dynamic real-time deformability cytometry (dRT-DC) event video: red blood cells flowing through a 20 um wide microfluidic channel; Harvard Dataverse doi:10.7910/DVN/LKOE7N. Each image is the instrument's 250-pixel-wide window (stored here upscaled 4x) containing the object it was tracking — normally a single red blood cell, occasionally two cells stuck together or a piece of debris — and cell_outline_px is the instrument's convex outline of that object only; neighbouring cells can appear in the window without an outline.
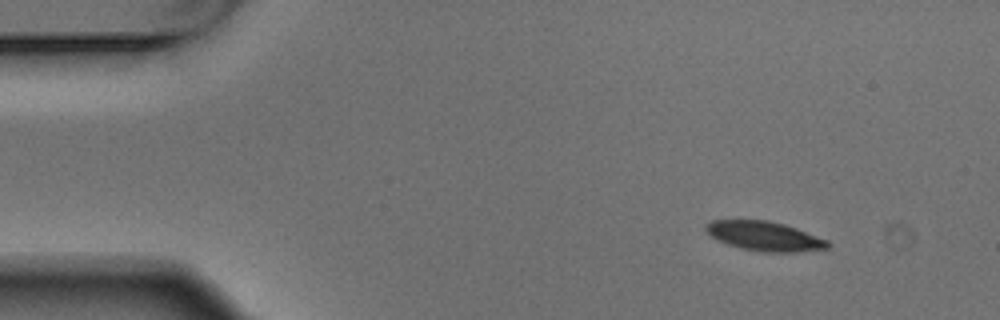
{"species": "Egyptian fruit bat (a non-hibernating species)", "species_latin": "Rousettus aegyptiacus", "temperature_condition": "warm", "stored_images_in_passage": 5, "camera_frame_rate_fps": 3000, "um_per_image_px": 0.085, "animal": {"sex": "male"}, "frame": {"image": 1, "passage_image": 1, "time_ms": 0.0, "image_size_px": [1000, 320], "cell_outline_px": [[832, 244], [828, 248], [796, 252], [760, 252], [740, 248], [716, 240], [704, 228], [704, 224], [712, 220], [768, 220], [784, 224], [796, 228], [828, 240]], "centroid_in_image_um": [64.98, 20.07], "position_along_channel_um": 20.0, "area_um2": 20.98}}
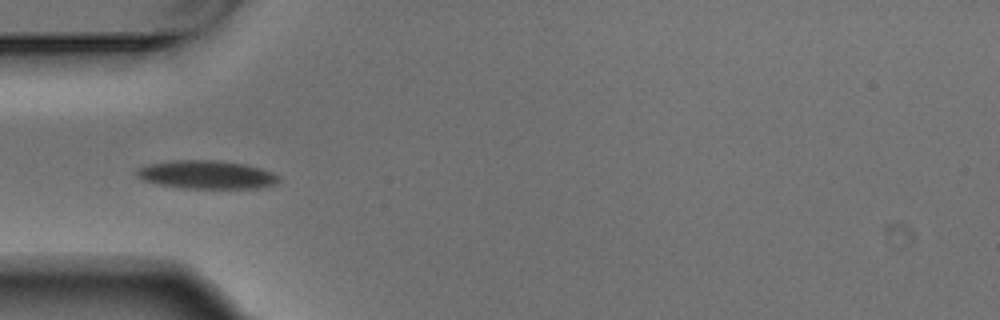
{"frame": {"image": 2, "passage_image": 4, "time_ms": 1.0, "image_size_px": [1000, 320], "cell_outline_px": [[280, 180], [276, 184], [260, 188], [184, 188], [156, 184], [140, 180], [136, 176], [136, 168], [148, 164], [172, 160], [220, 160], [244, 164], [260, 168], [272, 172], [280, 176]], "centroid_in_image_um": [17.53, 14.84], "position_along_channel_um": 67.5, "area_um2": 23.76}}
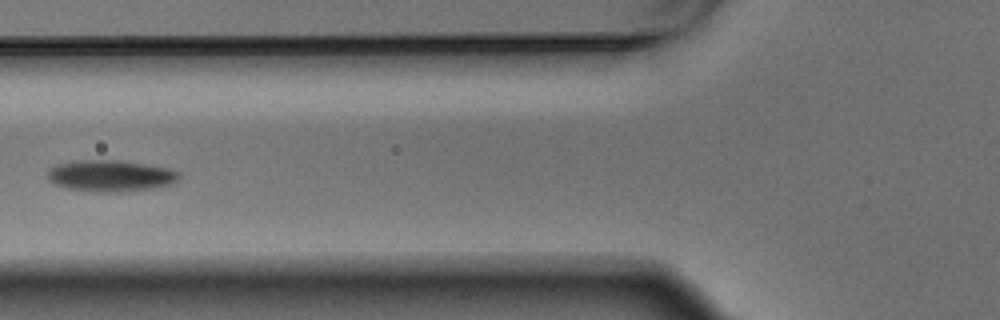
{"frame": {"image": 3, "passage_image": 5, "time_ms": 1.333, "image_size_px": [1000, 320], "cell_outline_px": [[180, 180], [172, 184], [156, 188], [112, 192], [92, 192], [68, 188], [56, 184], [48, 180], [48, 172], [56, 164], [76, 160], [120, 160], [172, 168], [180, 172]], "centroid_in_image_um": [9.46, 14.94], "position_along_channel_um": 116.3, "area_um2": 24.33}}